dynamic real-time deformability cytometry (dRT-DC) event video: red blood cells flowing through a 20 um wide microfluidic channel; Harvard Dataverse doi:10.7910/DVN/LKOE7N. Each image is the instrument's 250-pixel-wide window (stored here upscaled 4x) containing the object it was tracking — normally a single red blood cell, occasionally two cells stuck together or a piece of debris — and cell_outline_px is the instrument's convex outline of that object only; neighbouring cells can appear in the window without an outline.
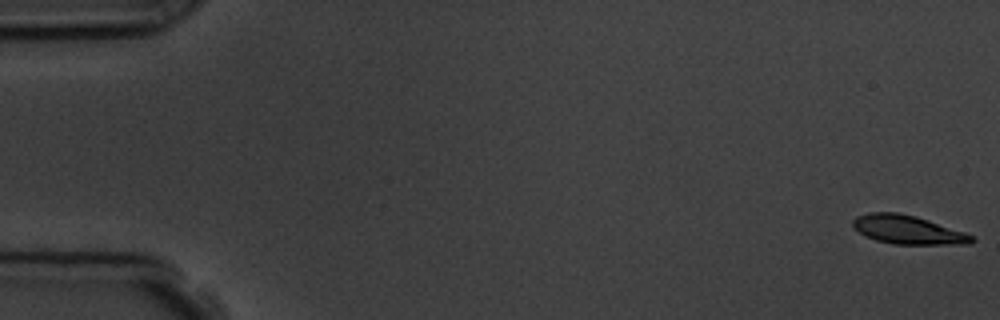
{"species": "common noctule bat (a hibernating species)", "species_latin": "Nyctalus noctula", "temperature_condition": "room temperature", "stored_images_in_passage": 6, "camera_frame_rate_fps": 3000, "um_per_image_px": 0.085, "animal": {"sex": "male", "body_mass_g": 19.5, "forearm_length_mm": 54.6}, "frame": {"image": 1, "passage_image": 1, "time_ms": 0.0, "image_size_px": [1000, 320], "cell_outline_px": [[976, 240], [972, 244], [892, 244], [876, 240], [860, 232], [852, 224], [852, 220], [856, 216], [868, 212], [900, 212], [916, 216], [964, 232], [972, 236]], "centroid_in_image_um": [77.17, 19.52], "position_along_channel_um": 7.8, "area_um2": 19.77}}
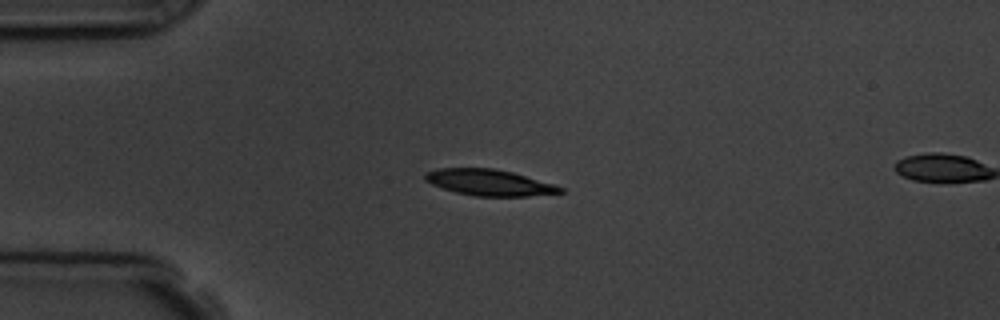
{"frame": {"image": 2, "passage_image": 5, "time_ms": 4.333, "image_size_px": [1000, 320], "cell_outline_px": [[564, 192], [528, 196], [476, 196], [456, 192], [432, 184], [424, 180], [424, 176], [428, 172], [440, 168], [492, 168], [512, 172], [552, 184], [564, 188]], "centroid_in_image_um": [41.58, 15.51], "position_along_channel_um": 43.4, "area_um2": 20.23}}